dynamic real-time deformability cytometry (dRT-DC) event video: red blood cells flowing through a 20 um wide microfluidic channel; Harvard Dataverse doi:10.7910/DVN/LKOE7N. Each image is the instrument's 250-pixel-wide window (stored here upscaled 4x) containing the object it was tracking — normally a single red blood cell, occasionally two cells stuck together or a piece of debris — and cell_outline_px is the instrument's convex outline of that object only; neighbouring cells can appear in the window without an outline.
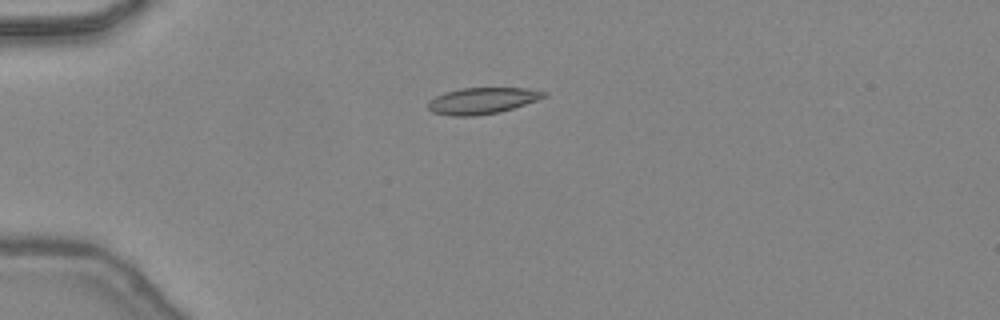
{"species": "common noctule bat (a hibernating species)", "species_latin": "Nyctalus noctula", "temperature_condition": "warm", "stored_images_in_passage": 35, "camera_frame_rate_fps": 3000, "um_per_image_px": 0.085, "animal": {"sex": "female", "body_mass_g": 24.6, "forearm_length_mm": 56.2}, "frame": {"image": 1, "passage_image": 1, "time_ms": 0.0, "image_size_px": [1000, 320], "cell_outline_px": [[548, 96], [500, 112], [476, 116], [452, 116], [432, 112], [428, 108], [428, 100], [444, 92], [460, 88], [528, 88], [548, 92]], "centroid_in_image_um": [40.97, 8.56], "position_along_channel_um": 44.0, "area_um2": 17.86}}
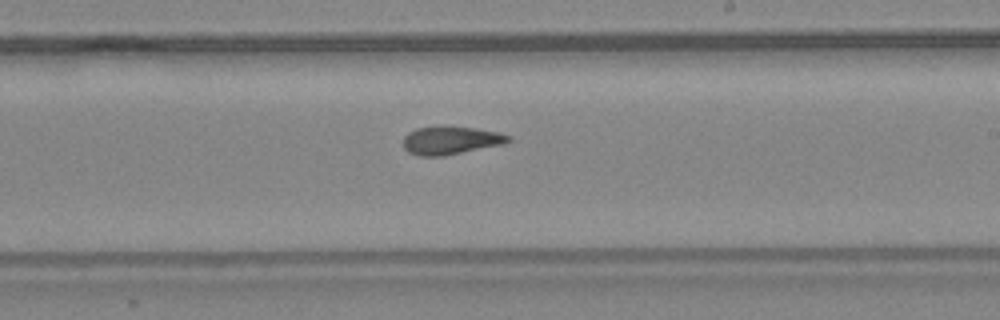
{"frame": {"image": 2, "passage_image": 17, "time_ms": 5.333, "image_size_px": [1000, 320], "cell_outline_px": [[512, 140], [504, 144], [444, 156], [416, 156], [408, 152], [404, 148], [404, 136], [408, 132], [416, 128], [440, 124], [476, 128], [500, 132], [512, 136]], "centroid_in_image_um": [38.32, 11.9], "position_along_channel_um": 250.7, "area_um2": 17.86}}
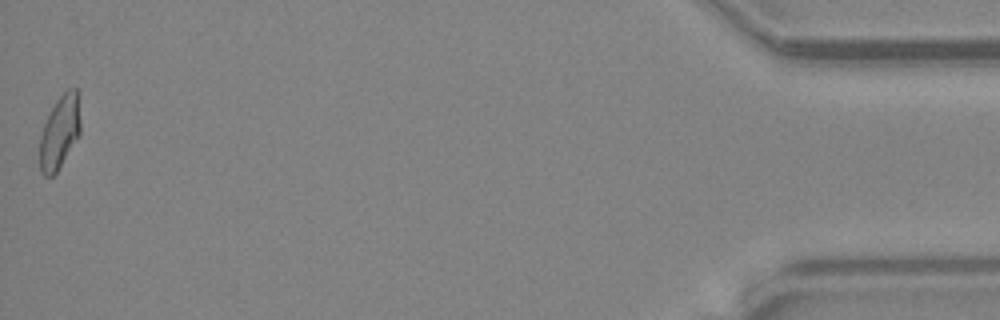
{"frame": {"image": 3, "passage_image": 35, "time_ms": 11.333, "image_size_px": [1000, 320], "cell_outline_px": [[80, 136], [56, 172], [52, 176], [44, 176], [40, 172], [40, 136], [44, 124], [56, 100], [68, 88], [76, 88], [80, 120]], "centroid_in_image_um": [5.07, 11.25], "position_along_channel_um": 430.1, "area_um2": 17.22}, "authors_computed_cell_mechanics": {"area_um2": 17.5134, "velocity_mm_per_s": 4.4724, "shape_relaxation_time_tau1_ms": 8.7192, "shape_relaxation_time_tau2_ms": 1.1365, "deformation_change_tau1": 0.2369, "deformation_change_tau2": 0.0679}}